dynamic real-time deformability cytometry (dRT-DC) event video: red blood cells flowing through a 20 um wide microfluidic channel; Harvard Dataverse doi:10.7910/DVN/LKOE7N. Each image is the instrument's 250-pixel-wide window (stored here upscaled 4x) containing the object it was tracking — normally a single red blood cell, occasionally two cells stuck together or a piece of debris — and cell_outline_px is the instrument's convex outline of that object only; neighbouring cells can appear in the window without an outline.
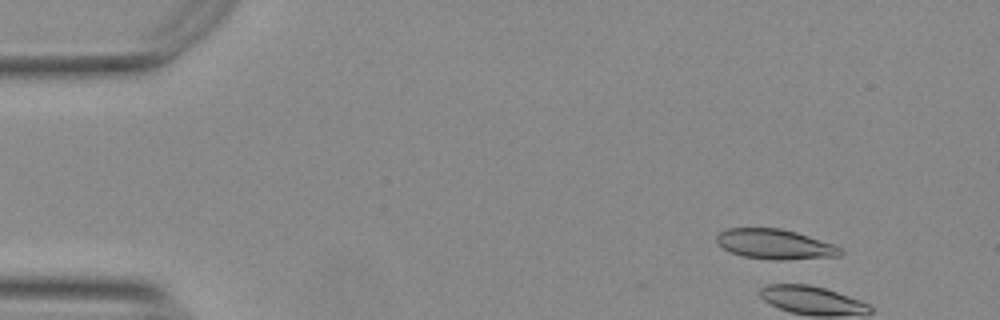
{"species": "Egyptian fruit bat (a non-hibernating species)", "species_latin": "Rousettus aegyptiacus", "temperature_condition": "warm", "stored_images_in_passage": 8, "camera_frame_rate_fps": 3000, "um_per_image_px": 0.085, "animal": {"sex": "female"}, "frame": {"image": 1, "passage_image": 6, "time_ms": 1.667, "image_size_px": [1000, 320], "cell_outline_px": [[844, 252], [840, 256], [784, 260], [768, 260], [740, 256], [728, 252], [716, 244], [716, 236], [724, 228], [780, 228], [796, 232], [832, 244], [840, 248]], "centroid_in_image_um": [65.79, 20.77], "position_along_channel_um": 19.2, "area_um2": 21.91}}